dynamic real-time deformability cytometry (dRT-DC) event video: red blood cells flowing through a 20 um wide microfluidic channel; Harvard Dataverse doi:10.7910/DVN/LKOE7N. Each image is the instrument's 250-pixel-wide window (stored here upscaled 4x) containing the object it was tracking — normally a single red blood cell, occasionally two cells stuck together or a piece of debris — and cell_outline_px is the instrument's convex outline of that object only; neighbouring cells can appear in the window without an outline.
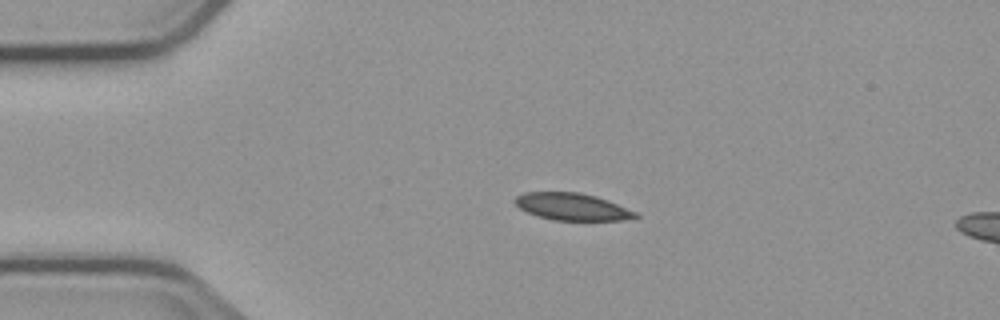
{"species": "common noctule bat (a hibernating species)", "species_latin": "Nyctalus noctula", "temperature_condition": "cold", "stored_images_in_passage": 4, "segment_of_instrument_passage": [1, 2], "camera_frame_rate_fps": 3000, "um_per_image_px": 0.085, "animal": {"sex": "male", "body_mass_g": 23.1, "forearm_length_mm": 52.7}, "frame": {"image": 1, "passage_image": 2, "time_ms": 1.333, "image_size_px": [1000, 320], "cell_outline_px": [[640, 216], [620, 220], [552, 220], [536, 216], [520, 208], [512, 200], [516, 196], [524, 192], [580, 192], [596, 196], [608, 200], [636, 212]], "centroid_in_image_um": [48.59, 17.56], "position_along_channel_um": 36.4, "area_um2": 19.02}}